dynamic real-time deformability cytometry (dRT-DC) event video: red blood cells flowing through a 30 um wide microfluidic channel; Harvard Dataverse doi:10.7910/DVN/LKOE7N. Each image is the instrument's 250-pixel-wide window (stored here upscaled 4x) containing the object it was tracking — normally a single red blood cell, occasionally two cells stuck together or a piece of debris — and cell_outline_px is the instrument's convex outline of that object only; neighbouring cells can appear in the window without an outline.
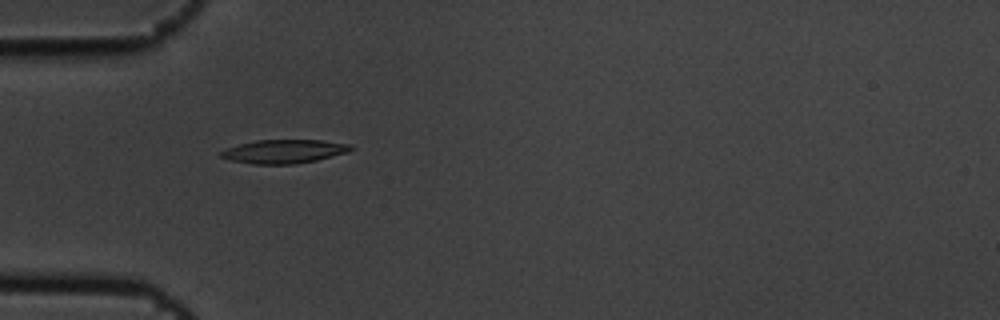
{"species": "common noctule bat (a hibernating species)", "species_latin": "Nyctalus noctula", "temperature_condition": "cold", "stored_images_in_passage": 5, "camera_frame_rate_fps": 3000, "um_per_image_px": 0.085, "animal": {"sex": "male", "body_mass_g": 19.5, "forearm_length_mm": 54.6}, "frame": {"image": 1, "passage_image": 4, "time_ms": 1.0, "image_size_px": [1000, 320], "cell_outline_px": [[356, 148], [348, 152], [316, 160], [292, 164], [252, 164], [232, 160], [220, 156], [220, 152], [228, 148], [240, 144], [256, 140], [320, 140], [352, 144]], "centroid_in_image_um": [24.2, 12.86], "position_along_channel_um": 60.8, "area_um2": 17.8}}
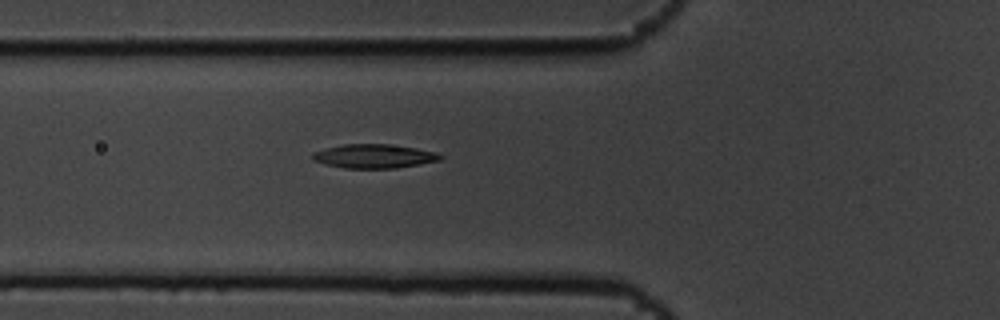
{"frame": {"image": 2, "passage_image": 5, "time_ms": 1.333, "image_size_px": [1000, 320], "cell_outline_px": [[444, 156], [440, 160], [420, 164], [396, 168], [344, 168], [324, 164], [312, 160], [312, 152], [324, 148], [344, 144], [388, 144], [416, 148], [436, 152]], "centroid_in_image_um": [31.77, 13.27], "position_along_channel_um": 94.0, "area_um2": 17.92}}